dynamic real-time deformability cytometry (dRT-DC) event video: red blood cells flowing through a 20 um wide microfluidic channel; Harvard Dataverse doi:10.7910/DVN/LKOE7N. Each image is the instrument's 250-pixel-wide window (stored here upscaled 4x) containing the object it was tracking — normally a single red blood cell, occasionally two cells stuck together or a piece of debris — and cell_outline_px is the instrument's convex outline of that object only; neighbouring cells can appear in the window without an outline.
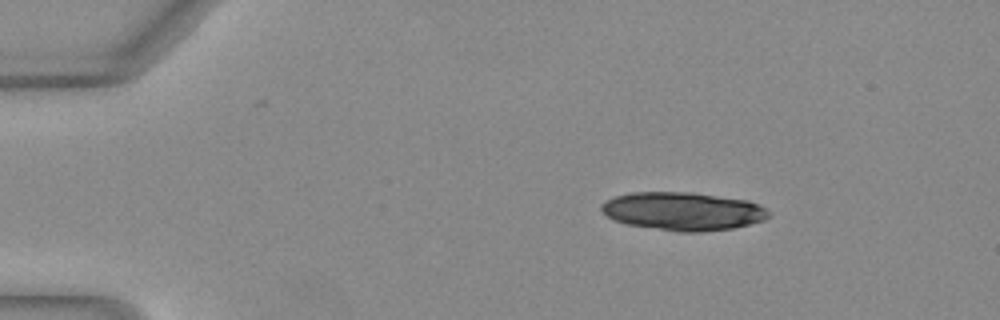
{"species": "Egyptian fruit bat (a non-hibernating species)", "species_latin": "Rousettus aegyptiacus", "temperature_condition": "warm", "stored_images_in_passage": 43, "camera_frame_rate_fps": 3000, "um_per_image_px": 0.085, "animal": {"sex": "female"}, "frame": {"image": 1, "passage_image": 1, "time_ms": 0.0, "image_size_px": [1000, 320], "cell_outline_px": [[768, 216], [764, 220], [732, 228], [700, 232], [680, 232], [628, 224], [612, 220], [600, 208], [600, 204], [604, 200], [616, 196], [632, 192], [692, 192], [748, 200], [764, 208], [768, 212]], "centroid_in_image_um": [58.01, 17.95], "position_along_channel_um": 27.0, "area_um2": 37.05}, "authors_computed_cell_mechanics": {"area_um2": 25.0852, "velocity_mm_per_s": 4.0826, "shape_relaxation_time_tau1_ms": 8.2982, "shape_relaxation_time_tau2_ms": null, "deformation_change_tau1": 0.201, "deformation_change_tau2": null}}